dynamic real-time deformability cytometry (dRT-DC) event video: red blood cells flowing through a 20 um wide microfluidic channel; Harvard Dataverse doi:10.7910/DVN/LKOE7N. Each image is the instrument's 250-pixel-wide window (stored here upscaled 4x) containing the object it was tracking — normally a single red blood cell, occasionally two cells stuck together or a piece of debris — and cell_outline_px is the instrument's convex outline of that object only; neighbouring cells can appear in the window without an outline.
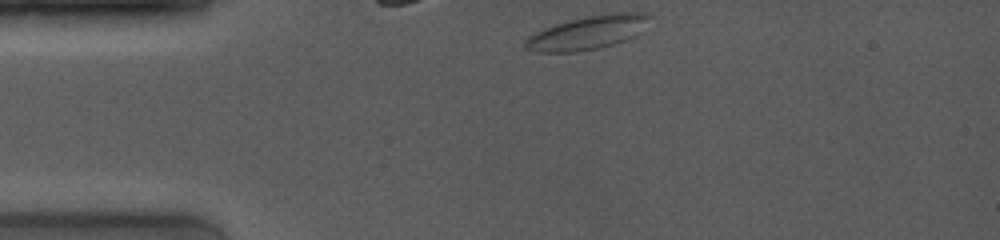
{"species": "common noctule bat (a hibernating species)", "species_latin": "Nyctalus noctula", "temperature_condition": "room temperature", "stored_images_in_passage": 58, "camera_frame_rate_fps": 4000, "um_per_image_px": 0.085, "animal": {"sex": "female", "body_mass_g": 19.0, "forearm_length_mm": 53.3}, "frame": {"image": 1, "passage_image": 1, "time_ms": 0.0, "image_size_px": [1000, 240], "cell_outline_px": [[652, 16], [632, 36], [624, 40], [600, 48], [576, 52], [536, 52], [524, 48], [524, 40], [528, 36], [544, 28], [556, 24], [588, 16], [612, 12], [648, 12]], "centroid_in_image_um": [49.89, 2.77], "position_along_channel_um": 35.1, "area_um2": 23.99}}